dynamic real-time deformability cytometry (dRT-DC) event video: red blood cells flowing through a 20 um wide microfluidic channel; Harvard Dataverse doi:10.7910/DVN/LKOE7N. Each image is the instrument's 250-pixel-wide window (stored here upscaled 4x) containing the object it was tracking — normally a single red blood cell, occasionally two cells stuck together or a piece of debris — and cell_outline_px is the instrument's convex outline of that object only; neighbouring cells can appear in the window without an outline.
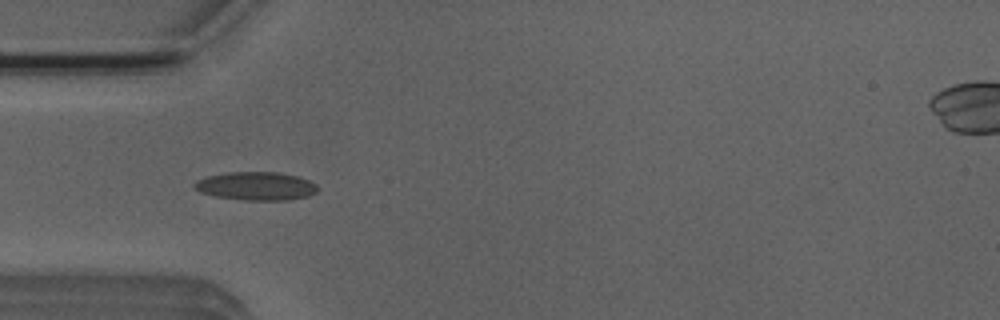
{"species": "Egyptian fruit bat (a non-hibernating species)", "species_latin": "Rousettus aegyptiacus", "temperature_condition": "room temperature", "stored_images_in_passage": 26, "camera_frame_rate_fps": 3000, "um_per_image_px": 0.085, "animal": {"sex": "male"}, "frame": {"image": 1, "passage_image": 5, "time_ms": 1.333, "image_size_px": [1000, 320], "cell_outline_px": [[316, 192], [308, 196], [288, 200], [244, 200], [216, 196], [200, 192], [192, 188], [192, 184], [196, 180], [208, 176], [228, 172], [276, 172], [296, 176], [308, 180], [316, 184]], "centroid_in_image_um": [21.72, 15.81], "position_along_channel_um": 63.3, "area_um2": 20.29}}
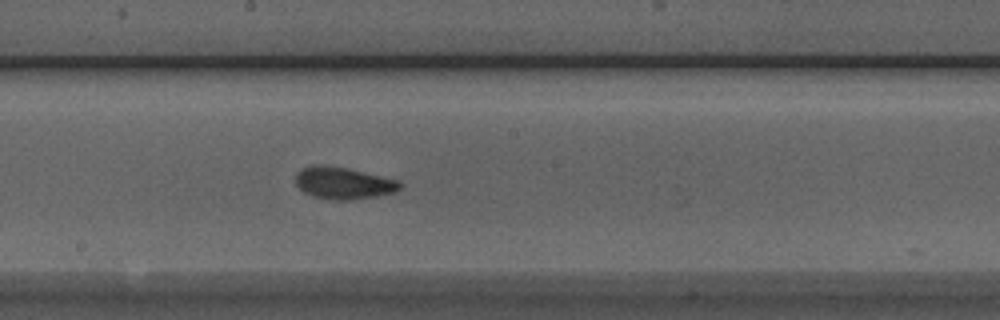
{"frame": {"image": 2, "passage_image": 17, "time_ms": 5.333, "image_size_px": [1000, 320], "cell_outline_px": [[404, 184], [396, 192], [376, 196], [348, 200], [336, 200], [312, 196], [304, 192], [296, 184], [296, 172], [300, 168], [312, 164], [320, 164], [348, 168], [396, 180]], "centroid_in_image_um": [29.15, 15.55], "position_along_channel_um": 219.0, "area_um2": 19.48}}
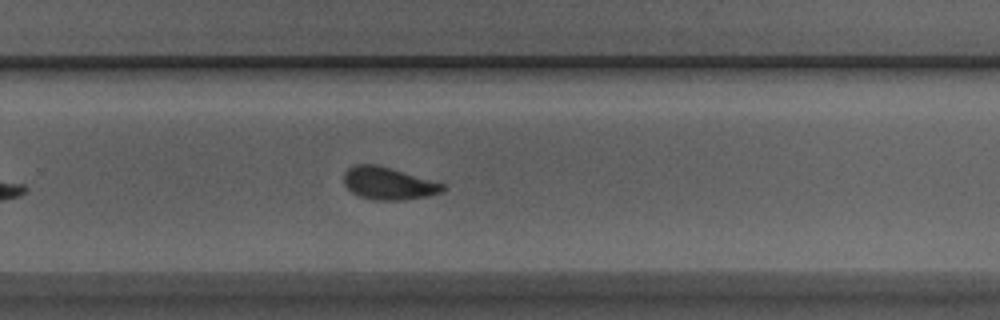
{"frame": {"image": 3, "passage_image": 23, "time_ms": 7.333, "image_size_px": [1000, 320], "cell_outline_px": [[448, 188], [440, 192], [428, 196], [400, 200], [376, 200], [360, 196], [352, 192], [344, 184], [344, 172], [348, 168], [356, 164], [376, 164], [444, 184]], "centroid_in_image_um": [32.99, 15.59], "position_along_channel_um": 296.8, "area_um2": 18.44}}